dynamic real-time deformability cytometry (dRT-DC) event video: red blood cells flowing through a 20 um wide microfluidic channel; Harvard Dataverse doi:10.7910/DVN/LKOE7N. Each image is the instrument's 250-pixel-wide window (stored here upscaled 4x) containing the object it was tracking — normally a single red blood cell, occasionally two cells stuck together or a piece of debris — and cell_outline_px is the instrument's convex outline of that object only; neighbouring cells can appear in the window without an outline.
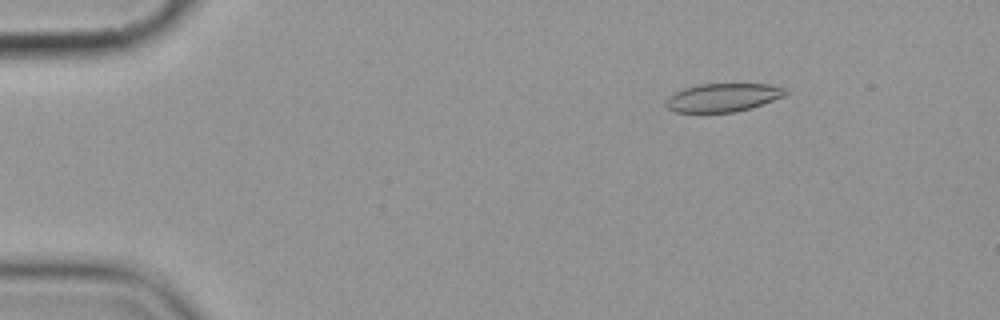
{"species": "common noctule bat (a hibernating species)", "species_latin": "Nyctalus noctula", "temperature_condition": "cold", "stored_images_in_passage": 5, "camera_frame_rate_fps": 3000, "um_per_image_px": 0.085, "animal": {"sex": "female", "body_mass_g": 19.9}, "frame": {"image": 1, "passage_image": 2, "time_ms": 1.333, "image_size_px": [1000, 320], "cell_outline_px": [[788, 92], [784, 96], [752, 108], [736, 112], [676, 112], [668, 108], [664, 104], [668, 96], [684, 88], [700, 84], [768, 84], [788, 88]], "centroid_in_image_um": [61.47, 8.29], "position_along_channel_um": 23.5, "area_um2": 19.83}}